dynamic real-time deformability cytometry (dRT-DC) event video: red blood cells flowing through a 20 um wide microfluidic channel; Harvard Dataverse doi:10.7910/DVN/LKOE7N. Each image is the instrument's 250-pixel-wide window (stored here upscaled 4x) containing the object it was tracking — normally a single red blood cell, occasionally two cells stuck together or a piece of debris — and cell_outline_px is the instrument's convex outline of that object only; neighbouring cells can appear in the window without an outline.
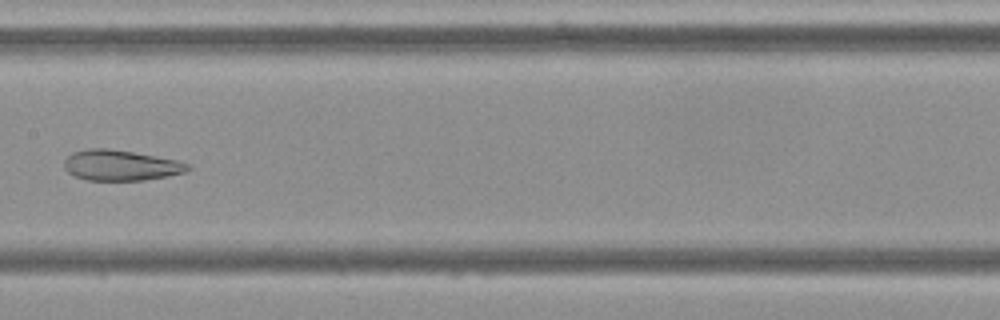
{"species": "Egyptian fruit bat (a non-hibernating species)", "species_latin": "Rousettus aegyptiacus", "temperature_condition": "cold", "stored_images_in_passage": 8, "segment_of_instrument_passage": [2, 2], "camera_frame_rate_fps": 3000, "um_per_image_px": 0.085, "frame": {"image": 1, "passage_image": 8, "time_ms": 8.333, "image_size_px": [1000, 320], "cell_outline_px": [[192, 168], [184, 172], [168, 176], [144, 180], [88, 180], [76, 176], [68, 172], [64, 168], [64, 160], [72, 152], [88, 148], [108, 148], [156, 156], [176, 160], [188, 164]], "centroid_in_image_um": [10.24, 14.04], "position_along_channel_um": 197.2, "area_um2": 21.91}}